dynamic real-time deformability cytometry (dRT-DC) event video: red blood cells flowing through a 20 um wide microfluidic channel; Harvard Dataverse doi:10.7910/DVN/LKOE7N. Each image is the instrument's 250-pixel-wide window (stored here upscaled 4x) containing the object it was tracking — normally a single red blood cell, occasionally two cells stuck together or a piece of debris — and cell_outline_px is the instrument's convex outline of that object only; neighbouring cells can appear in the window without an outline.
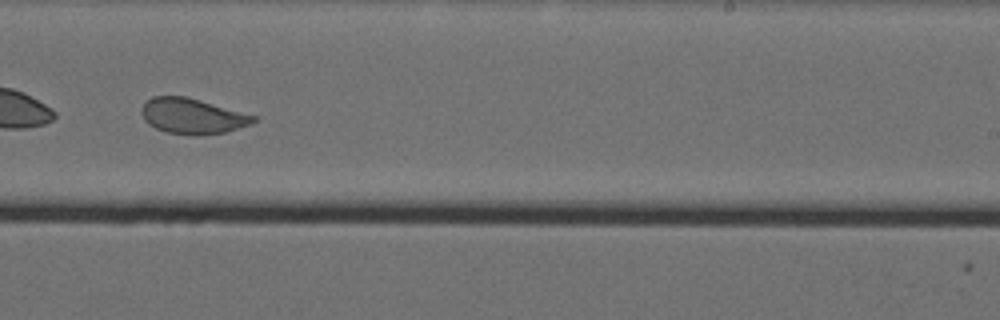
{"species": "Egyptian fruit bat (a non-hibernating species)", "species_latin": "Rousettus aegyptiacus", "temperature_condition": "cold", "stored_images_in_passage": 59, "camera_frame_rate_fps": 3000, "um_per_image_px": 0.085, "animal": {"sex": "female"}, "frame": {"image": 1, "passage_image": 42, "time_ms": 13.667, "image_size_px": [1000, 320], "cell_outline_px": [[256, 120], [252, 124], [224, 132], [196, 136], [168, 132], [156, 128], [148, 124], [144, 120], [140, 112], [144, 104], [152, 96], [184, 96], [256, 116]], "centroid_in_image_um": [16.32, 9.88], "position_along_channel_um": 272.7, "area_um2": 22.83}, "authors_computed_cell_mechanics": {"area_um2": 27.3972, "velocity_mm_per_s": 3.5251, "shape_relaxation_time_tau1_ms": null, "shape_relaxation_time_tau2_ms": 0.7044, "deformation_change_tau1": null, "deformation_change_tau2": 0.0688}}